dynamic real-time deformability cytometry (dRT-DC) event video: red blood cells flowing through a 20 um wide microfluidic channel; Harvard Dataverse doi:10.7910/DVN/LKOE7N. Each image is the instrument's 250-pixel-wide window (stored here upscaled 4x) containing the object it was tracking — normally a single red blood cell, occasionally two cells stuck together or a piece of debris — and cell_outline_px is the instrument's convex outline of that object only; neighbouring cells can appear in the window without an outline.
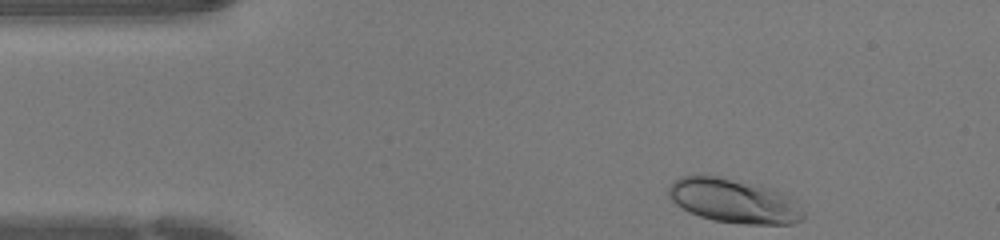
{"species": "human", "species_latin": "Homo sapiens", "temperature_condition": "warm", "stored_images_in_passage": 32, "camera_frame_rate_fps": 3000, "um_per_image_px": 0.085, "donor": {"sex": "female"}, "frame": {"image": 1, "passage_image": 1, "time_ms": 0.0, "image_size_px": [1000, 240], "cell_outline_px": [[804, 220], [792, 224], [744, 224], [712, 220], [688, 212], [676, 204], [668, 196], [668, 188], [680, 176], [720, 176], [760, 184], [776, 188], [784, 192], [796, 200], [804, 212]], "centroid_in_image_um": [62.45, 17.07], "position_along_channel_um": 22.6, "area_um2": 35.26}}
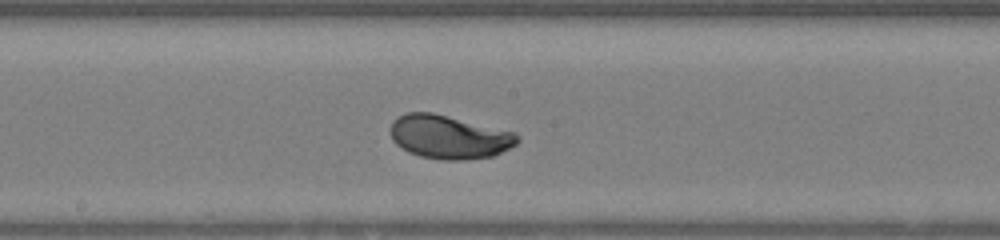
{"frame": {"image": 2, "passage_image": 18, "time_ms": 5.667, "image_size_px": [1000, 240], "cell_outline_px": [[520, 140], [516, 144], [492, 156], [464, 160], [440, 160], [420, 156], [408, 152], [396, 144], [392, 140], [392, 120], [408, 112], [432, 112], [516, 132], [520, 136]], "centroid_in_image_um": [38.19, 11.64], "position_along_channel_um": 210.0, "area_um2": 32.19}}
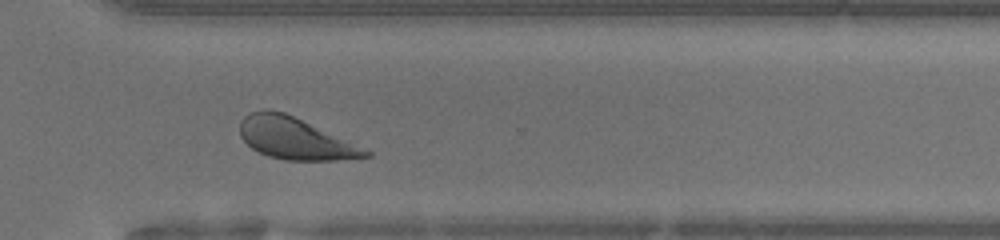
{"frame": {"image": 3, "passage_image": 27, "time_ms": 8.667, "image_size_px": [1000, 240], "cell_outline_px": [[372, 156], [336, 160], [284, 160], [268, 156], [252, 148], [240, 136], [240, 120], [248, 112], [264, 108], [268, 108], [284, 112], [372, 152]], "centroid_in_image_um": [25.0, 11.75], "position_along_channel_um": 345.6, "area_um2": 30.17}}